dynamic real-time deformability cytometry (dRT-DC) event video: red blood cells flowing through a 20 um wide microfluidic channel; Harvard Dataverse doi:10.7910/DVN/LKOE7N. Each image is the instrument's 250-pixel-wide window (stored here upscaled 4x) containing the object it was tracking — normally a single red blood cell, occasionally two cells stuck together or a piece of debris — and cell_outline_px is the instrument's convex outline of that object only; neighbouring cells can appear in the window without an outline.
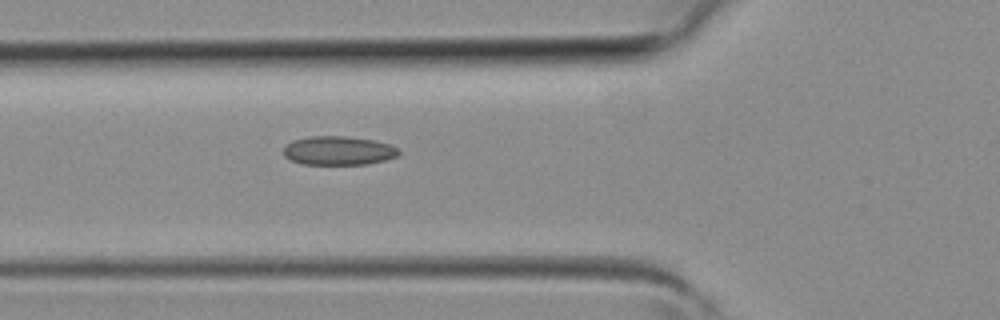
{"species": "common noctule bat (a hibernating species)", "species_latin": "Nyctalus noctula", "temperature_condition": "room temperature", "stored_images_in_passage": 3, "camera_frame_rate_fps": 3000, "um_per_image_px": 0.085, "animal": {"sex": "female", "body_mass_g": 19.3, "forearm_length_mm": 54.1}, "frame": {"image": 1, "passage_image": 3, "time_ms": 0.667, "image_size_px": [1000, 320], "cell_outline_px": [[400, 152], [396, 156], [384, 160], [368, 164], [304, 164], [292, 160], [284, 156], [284, 144], [292, 140], [312, 136], [344, 136], [376, 140], [388, 144], [396, 148]], "centroid_in_image_um": [28.74, 12.79], "position_along_channel_um": 97.1, "area_um2": 19.31}}